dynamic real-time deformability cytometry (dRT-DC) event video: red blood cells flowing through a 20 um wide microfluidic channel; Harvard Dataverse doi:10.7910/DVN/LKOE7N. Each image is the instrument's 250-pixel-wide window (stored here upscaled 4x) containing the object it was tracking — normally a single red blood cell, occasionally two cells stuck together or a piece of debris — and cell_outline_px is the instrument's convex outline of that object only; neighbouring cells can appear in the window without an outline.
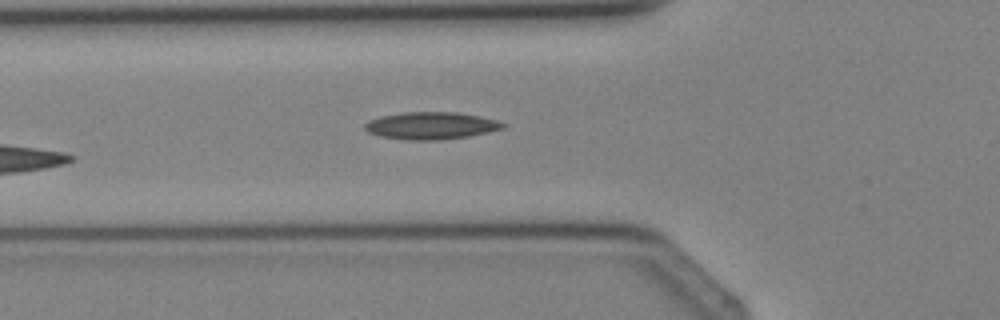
{"species": "Egyptian fruit bat (a non-hibernating species)", "species_latin": "Rousettus aegyptiacus", "temperature_condition": "cold", "stored_images_in_passage": 3, "camera_frame_rate_fps": 3000, "um_per_image_px": 0.085, "animal": {"sex": "female"}, "frame": {"image": 1, "passage_image": 3, "time_ms": 2.333, "image_size_px": [1000, 320], "cell_outline_px": [[508, 124], [504, 128], [488, 132], [468, 136], [440, 140], [404, 140], [380, 136], [368, 132], [364, 128], [364, 124], [368, 120], [380, 116], [404, 112], [456, 112], [496, 120]], "centroid_in_image_um": [36.61, 10.68], "position_along_channel_um": 89.2, "area_um2": 21.96}}